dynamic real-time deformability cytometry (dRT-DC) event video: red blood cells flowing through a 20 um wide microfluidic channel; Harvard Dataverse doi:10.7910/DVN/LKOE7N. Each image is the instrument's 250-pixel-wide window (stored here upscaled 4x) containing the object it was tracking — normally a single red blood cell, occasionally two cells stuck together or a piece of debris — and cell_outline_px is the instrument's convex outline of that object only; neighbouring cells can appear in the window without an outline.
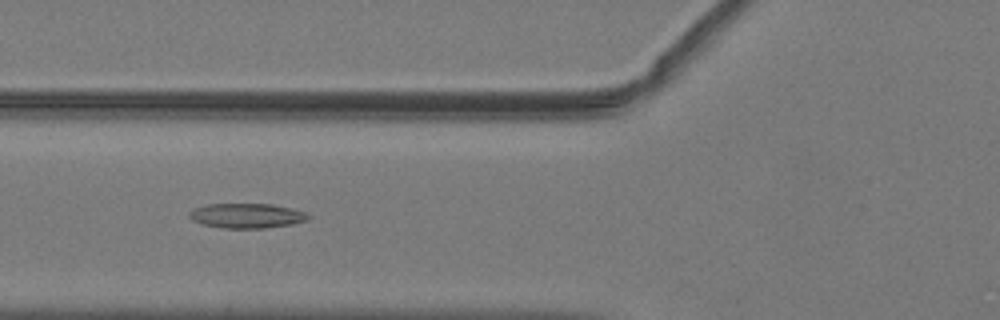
{"species": "common noctule bat (a hibernating species)", "species_latin": "Nyctalus noctula", "temperature_condition": "warm", "stored_images_in_passage": 52, "camera_frame_rate_fps": 3000, "um_per_image_px": 0.085, "animal": {"sex": "male", "body_mass_g": 19.2, "forearm_length_mm": 51.8}, "frame": {"image": 1, "passage_image": 21, "time_ms": 6.667, "image_size_px": [1000, 320], "cell_outline_px": [[312, 216], [308, 220], [292, 224], [264, 228], [224, 228], [204, 224], [192, 220], [188, 216], [188, 212], [192, 208], [208, 204], [272, 204], [292, 208], [304, 212]], "centroid_in_image_um": [20.97, 18.33], "position_along_channel_um": 104.8, "area_um2": 17.22}}
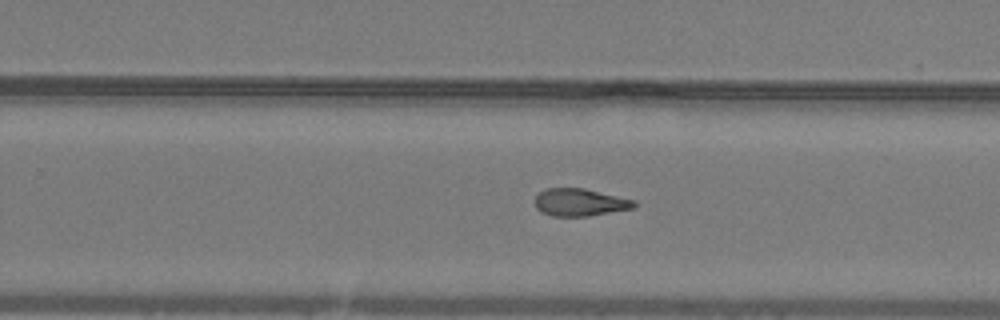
{"frame": {"image": 2, "passage_image": 34, "time_ms": 11.0, "image_size_px": [1000, 320], "cell_outline_px": [[636, 204], [632, 208], [588, 216], [552, 216], [540, 212], [536, 208], [536, 196], [544, 188], [584, 188], [636, 200]], "centroid_in_image_um": [49.27, 17.19], "position_along_channel_um": 280.5, "area_um2": 15.84}}
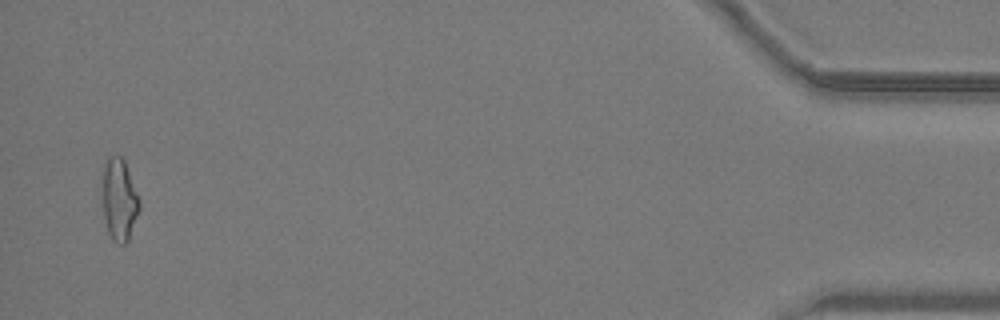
{"frame": {"image": 3, "passage_image": 51, "time_ms": 16.667, "image_size_px": [1000, 320], "cell_outline_px": [[140, 208], [128, 240], [124, 244], [116, 244], [112, 240], [108, 232], [104, 216], [104, 168], [108, 156], [120, 156], [124, 160], [140, 200]], "centroid_in_image_um": [10.16, 17.01], "position_along_channel_um": 425.0, "area_um2": 17.22}, "authors_computed_cell_mechanics": {"area_um2": 17.051, "velocity_mm_per_s": 4.0513, "shape_relaxation_time_tau1_ms": null, "shape_relaxation_time_tau2_ms": 3.5889, "deformation_change_tau1": null, "deformation_change_tau2": 0.1318}}